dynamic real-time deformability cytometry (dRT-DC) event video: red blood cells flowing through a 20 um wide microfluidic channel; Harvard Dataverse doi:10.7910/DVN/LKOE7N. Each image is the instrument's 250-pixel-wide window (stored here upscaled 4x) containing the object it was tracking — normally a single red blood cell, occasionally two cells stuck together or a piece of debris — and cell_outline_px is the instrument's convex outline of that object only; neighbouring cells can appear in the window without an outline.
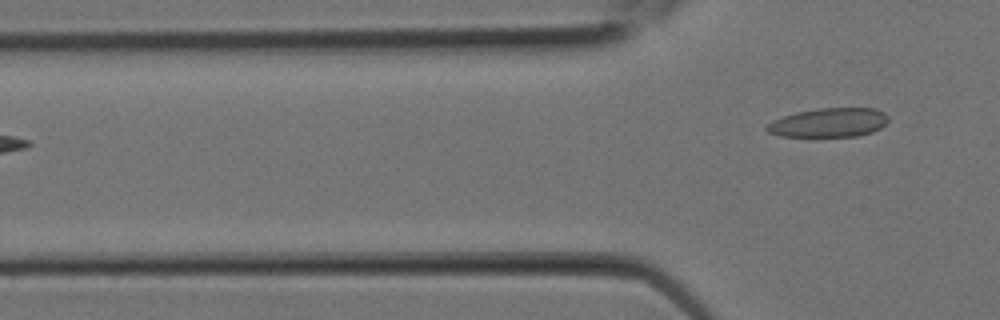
{"species": "Egyptian fruit bat (a non-hibernating species)", "species_latin": "Rousettus aegyptiacus", "temperature_condition": "room temperature", "stored_images_in_passage": 5, "segment_of_instrument_passage": [2, 2], "camera_frame_rate_fps": 3000, "um_per_image_px": 0.085, "animal": {"sex": "female"}, "frame": {"image": 1, "passage_image": 5, "time_ms": 1.333, "image_size_px": [1000, 320], "cell_outline_px": [[888, 120], [880, 128], [872, 132], [856, 136], [780, 136], [768, 132], [764, 128], [772, 120], [796, 112], [820, 108], [876, 108], [884, 112], [888, 116]], "centroid_in_image_um": [70.45, 10.41], "position_along_channel_um": 55.3, "area_um2": 20.52}}